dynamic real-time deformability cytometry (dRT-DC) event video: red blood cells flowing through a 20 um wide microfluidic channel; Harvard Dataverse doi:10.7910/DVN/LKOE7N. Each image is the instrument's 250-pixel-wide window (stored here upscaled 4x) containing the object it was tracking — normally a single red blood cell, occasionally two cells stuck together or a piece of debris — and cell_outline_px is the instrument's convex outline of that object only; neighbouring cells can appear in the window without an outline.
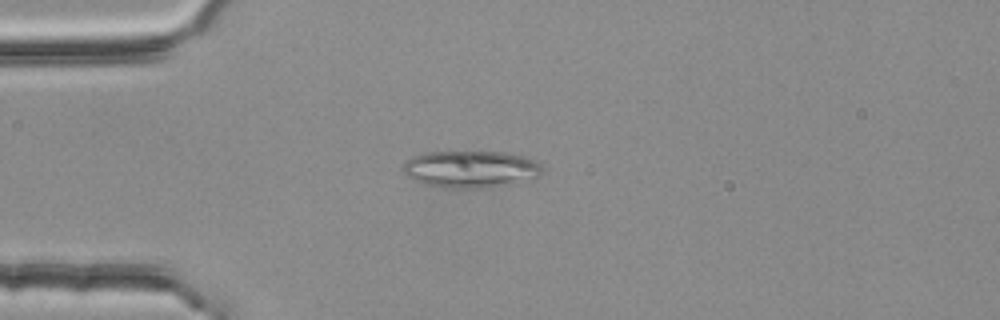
{"species": "common noctule bat (a hibernating species)", "species_latin": "Nyctalus noctula", "temperature_condition": "room temperature", "stored_images_in_passage": 5, "camera_frame_rate_fps": 3000, "um_per_image_px": 0.085, "animal": {"sex": "female", "body_mass_g": 25.1}, "frame": {"image": 1, "passage_image": 4, "time_ms": 1.0, "image_size_px": [1000, 320], "cell_outline_px": [[544, 168], [540, 176], [532, 180], [508, 184], [480, 188], [444, 188], [424, 184], [404, 176], [404, 164], [412, 156], [428, 152], [504, 152], [524, 156], [540, 164]], "centroid_in_image_um": [40.03, 14.39], "position_along_channel_um": 45.0, "area_um2": 30.17}}